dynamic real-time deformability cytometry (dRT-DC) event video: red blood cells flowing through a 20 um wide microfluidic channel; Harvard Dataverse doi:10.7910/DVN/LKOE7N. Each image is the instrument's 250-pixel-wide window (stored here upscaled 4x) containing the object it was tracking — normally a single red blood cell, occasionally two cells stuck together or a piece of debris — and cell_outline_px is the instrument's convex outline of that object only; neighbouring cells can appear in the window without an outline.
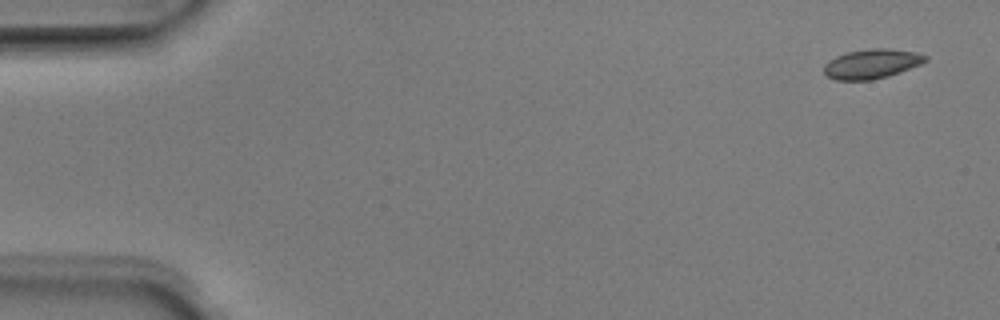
{"species": "Egyptian fruit bat (a non-hibernating species)", "species_latin": "Rousettus aegyptiacus", "temperature_condition": "room temperature", "stored_images_in_passage": 8, "camera_frame_rate_fps": 3000, "um_per_image_px": 0.085, "animal": {"sex": "male"}, "frame": {"image": 1, "passage_image": 1, "time_ms": 0.0, "image_size_px": [1000, 320], "cell_outline_px": [[928, 60], [920, 64], [900, 72], [888, 76], [872, 80], [836, 80], [828, 76], [824, 72], [824, 64], [828, 60], [836, 56], [848, 52], [868, 48], [888, 48], [916, 52], [928, 56]], "centroid_in_image_um": [74.1, 5.42], "position_along_channel_um": 10.9, "area_um2": 17.51}}
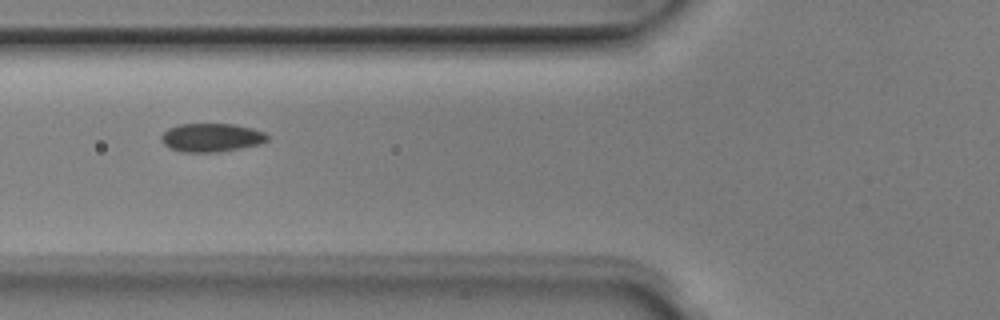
{"frame": {"image": 2, "passage_image": 6, "time_ms": 1.667, "image_size_px": [1000, 320], "cell_outline_px": [[268, 140], [264, 144], [216, 152], [180, 152], [168, 148], [160, 140], [160, 136], [168, 128], [180, 124], [236, 124], [252, 128], [264, 132], [268, 136]], "centroid_in_image_um": [17.97, 11.7], "position_along_channel_um": 107.8, "area_um2": 17.86}}
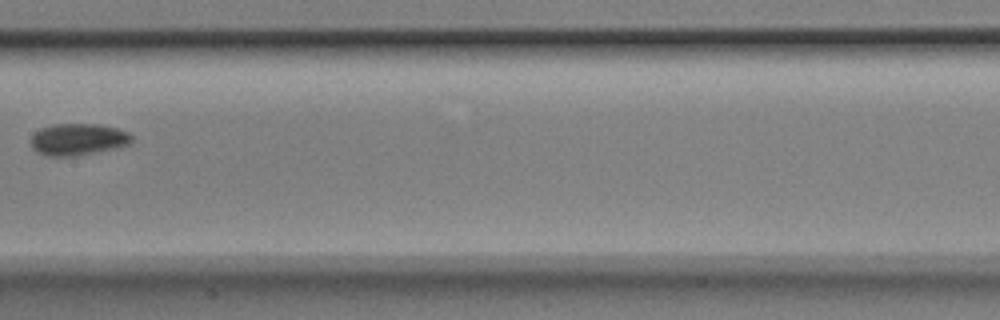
{"frame": {"image": 3, "passage_image": 8, "time_ms": 2.333, "image_size_px": [1000, 320], "cell_outline_px": [[132, 144], [120, 148], [76, 156], [48, 156], [36, 152], [32, 148], [28, 140], [40, 128], [56, 124], [96, 124], [116, 128], [128, 132], [132, 136]], "centroid_in_image_um": [6.64, 11.86], "position_along_channel_um": 200.8, "area_um2": 19.02}}